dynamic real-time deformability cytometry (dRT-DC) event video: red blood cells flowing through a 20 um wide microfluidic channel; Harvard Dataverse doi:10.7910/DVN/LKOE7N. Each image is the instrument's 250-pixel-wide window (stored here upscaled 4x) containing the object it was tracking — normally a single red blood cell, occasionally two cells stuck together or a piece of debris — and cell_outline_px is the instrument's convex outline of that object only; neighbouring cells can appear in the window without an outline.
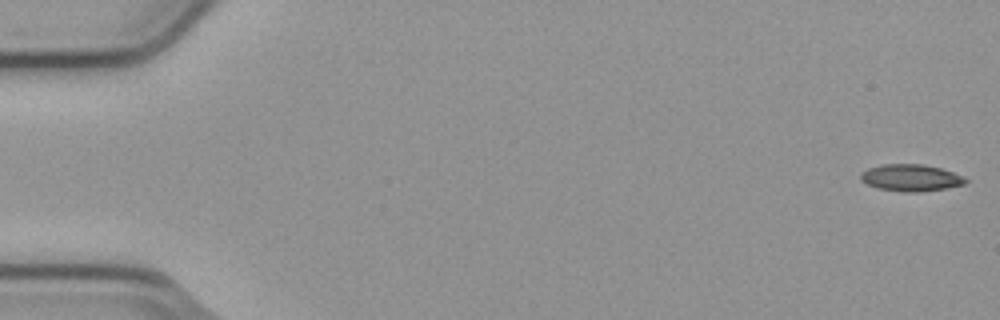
{"species": "common noctule bat (a hibernating species)", "species_latin": "Nyctalus noctula", "temperature_condition": "cold", "stored_images_in_passage": 5, "camera_frame_rate_fps": 3000, "um_per_image_px": 0.085, "animal": {"sex": "male", "body_mass_g": 23.1, "forearm_length_mm": 52.7}, "frame": {"image": 1, "passage_image": 1, "time_ms": 0.0, "image_size_px": [1000, 320], "cell_outline_px": [[968, 180], [964, 184], [948, 188], [920, 192], [904, 192], [876, 188], [860, 180], [860, 172], [868, 168], [880, 164], [924, 164], [940, 168], [964, 176]], "centroid_in_image_um": [77.4, 15.11], "position_along_channel_um": 7.6, "area_um2": 16.59}}
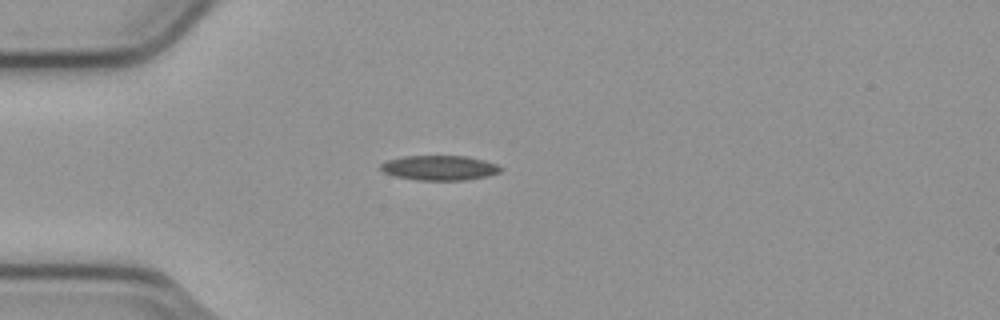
{"frame": {"image": 2, "passage_image": 5, "time_ms": 1.333, "image_size_px": [1000, 320], "cell_outline_px": [[504, 168], [500, 172], [488, 176], [464, 180], [416, 180], [392, 176], [384, 172], [380, 168], [380, 164], [384, 160], [404, 156], [468, 156], [484, 160], [496, 164]], "centroid_in_image_um": [37.33, 14.26], "position_along_channel_um": 47.7, "area_um2": 17.57}}